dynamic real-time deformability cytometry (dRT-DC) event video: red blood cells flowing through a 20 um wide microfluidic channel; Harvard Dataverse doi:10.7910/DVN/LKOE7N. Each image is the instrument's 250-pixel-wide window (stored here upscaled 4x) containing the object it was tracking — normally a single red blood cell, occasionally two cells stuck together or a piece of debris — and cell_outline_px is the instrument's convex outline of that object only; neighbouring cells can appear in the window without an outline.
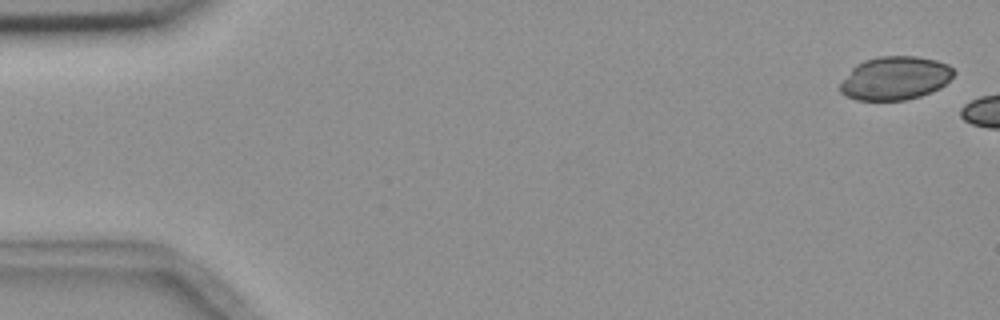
{"species": "common noctule bat (a hibernating species)", "species_latin": "Nyctalus noctula", "temperature_condition": "room temperature", "stored_images_in_passage": 7, "camera_frame_rate_fps": 3000, "um_per_image_px": 0.085, "animal": {"sex": "female", "body_mass_g": 18.4}, "frame": {"image": 1, "passage_image": 1, "time_ms": 0.0, "image_size_px": [1000, 320], "cell_outline_px": [[956, 72], [940, 88], [920, 96], [904, 100], [856, 100], [840, 92], [840, 84], [852, 68], [856, 64], [864, 60], [876, 56], [916, 56], [936, 60], [948, 64]], "centroid_in_image_um": [76.08, 6.63], "position_along_channel_um": 8.9, "area_um2": 28.67}}
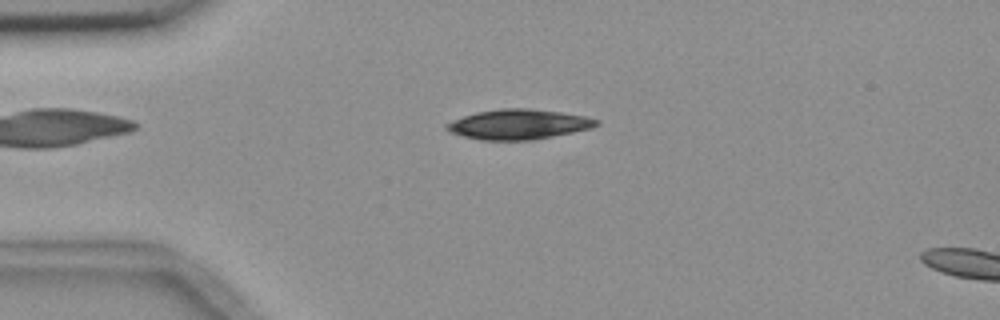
{"frame": {"image": 2, "passage_image": 5, "time_ms": 5.667, "image_size_px": [1000, 320], "cell_outline_px": [[600, 124], [592, 128], [532, 140], [480, 140], [448, 132], [444, 128], [444, 124], [452, 120], [476, 112], [500, 108], [528, 108], [560, 112], [584, 116], [600, 120]], "centroid_in_image_um": [44.04, 10.56], "position_along_channel_um": 41.0, "area_um2": 26.24}}